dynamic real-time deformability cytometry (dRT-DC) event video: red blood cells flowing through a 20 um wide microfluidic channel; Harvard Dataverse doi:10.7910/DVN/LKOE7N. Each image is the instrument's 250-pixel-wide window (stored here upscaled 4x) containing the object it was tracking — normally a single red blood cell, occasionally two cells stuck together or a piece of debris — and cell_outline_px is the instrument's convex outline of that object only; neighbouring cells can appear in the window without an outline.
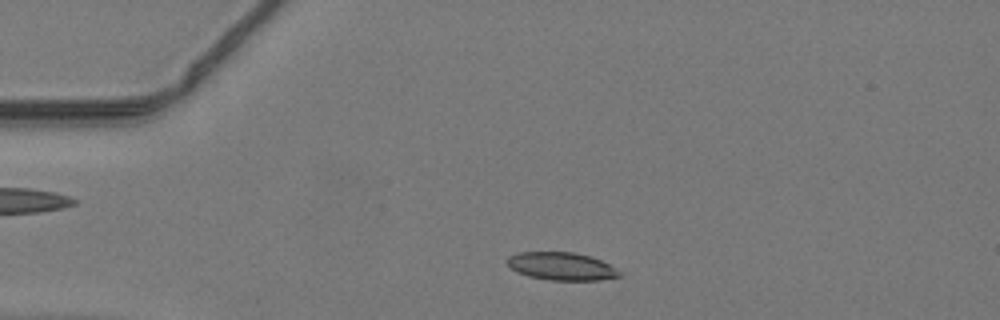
{"species": "common noctule bat (a hibernating species)", "species_latin": "Nyctalus noctula", "temperature_condition": "warm", "stored_images_in_passage": 38, "camera_frame_rate_fps": 3000, "um_per_image_px": 0.085, "animal": {"sex": "male", "body_mass_g": 19.2, "forearm_length_mm": 51.8}, "frame": {"image": 1, "passage_image": 1, "time_ms": 0.0, "image_size_px": [1000, 320], "cell_outline_px": [[624, 272], [620, 276], [600, 280], [548, 280], [528, 276], [516, 272], [508, 264], [508, 256], [520, 252], [576, 252], [600, 260]], "centroid_in_image_um": [47.75, 22.64], "position_along_channel_um": 37.3, "area_um2": 18.21}}
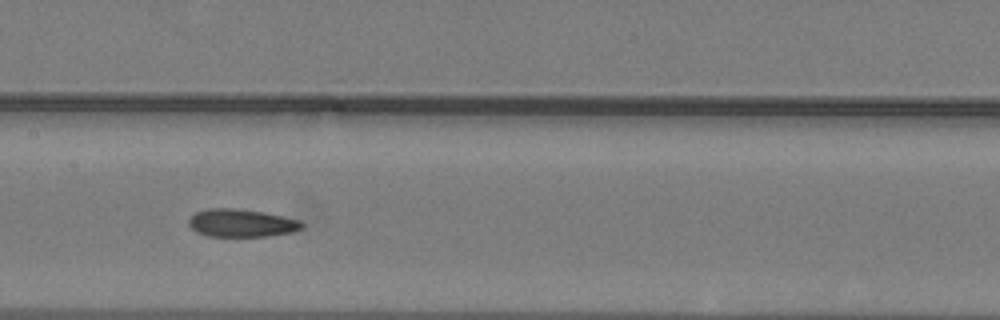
{"frame": {"image": 2, "passage_image": 14, "time_ms": 4.333, "image_size_px": [1000, 320], "cell_outline_px": [[304, 228], [292, 232], [268, 236], [208, 236], [196, 232], [188, 224], [188, 220], [196, 212], [208, 208], [236, 208], [264, 212], [300, 220], [304, 224]], "centroid_in_image_um": [20.53, 18.95], "position_along_channel_um": 186.9, "area_um2": 18.44}}
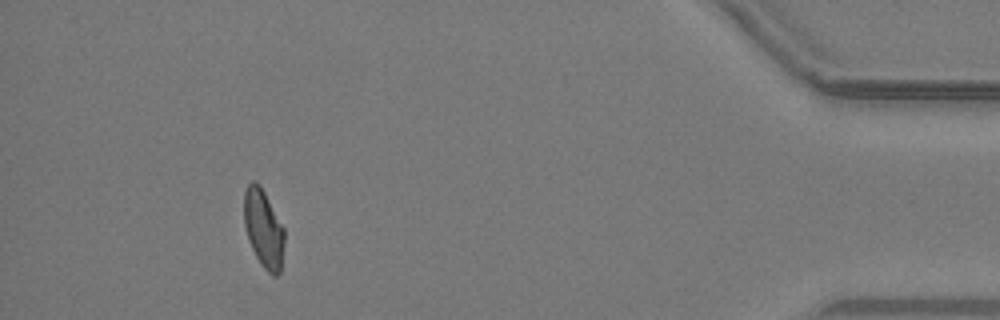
{"frame": {"image": 3, "passage_image": 34, "time_ms": 11.0, "image_size_px": [1000, 320], "cell_outline_px": [[284, 244], [280, 272], [276, 276], [272, 276], [260, 264], [248, 240], [244, 224], [244, 192], [248, 184], [252, 180], [256, 180], [260, 184], [284, 228]], "centroid_in_image_um": [22.39, 19.42], "position_along_channel_um": 412.8, "area_um2": 18.44}}